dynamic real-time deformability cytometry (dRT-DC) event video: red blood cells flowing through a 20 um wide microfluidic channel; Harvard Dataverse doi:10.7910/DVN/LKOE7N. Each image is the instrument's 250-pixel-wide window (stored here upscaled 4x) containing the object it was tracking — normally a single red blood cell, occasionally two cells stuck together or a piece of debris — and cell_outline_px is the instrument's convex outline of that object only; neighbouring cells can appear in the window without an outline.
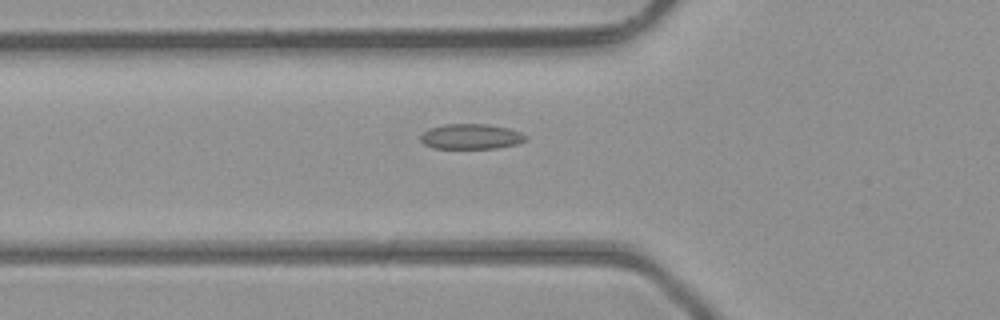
{"species": "common noctule bat (a hibernating species)", "species_latin": "Nyctalus noctula", "temperature_condition": "room temperature", "stored_images_in_passage": 30, "camera_frame_rate_fps": 3000, "um_per_image_px": 0.085, "animal": {"sex": "male", "body_mass_g": 23.1, "forearm_length_mm": 52.7}, "frame": {"image": 1, "passage_image": 3, "time_ms": 0.667, "image_size_px": [1000, 320], "cell_outline_px": [[528, 136], [524, 140], [516, 144], [496, 148], [432, 148], [424, 144], [420, 140], [420, 136], [424, 132], [432, 128], [444, 124], [488, 124], [508, 128], [520, 132]], "centroid_in_image_um": [40.03, 11.6], "position_along_channel_um": 85.8, "area_um2": 15.32}}
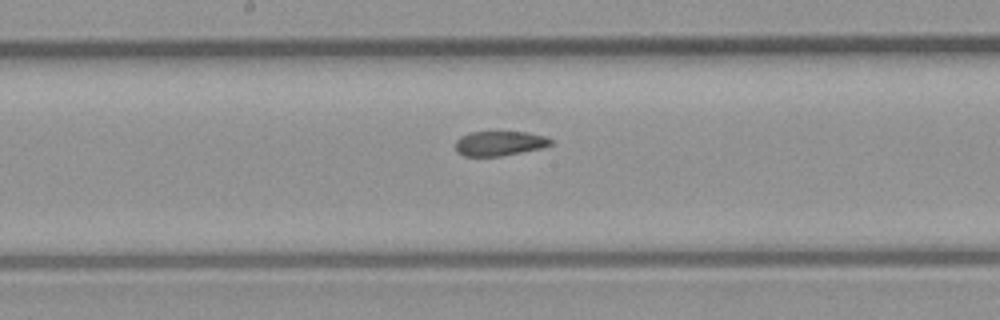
{"frame": {"image": 2, "passage_image": 11, "time_ms": 3.333, "image_size_px": [1000, 320], "cell_outline_px": [[552, 144], [540, 148], [500, 156], [464, 156], [456, 152], [456, 140], [460, 136], [468, 132], [492, 128], [528, 132], [544, 136], [552, 140]], "centroid_in_image_um": [42.4, 12.12], "position_along_channel_um": 205.8, "area_um2": 14.51}}
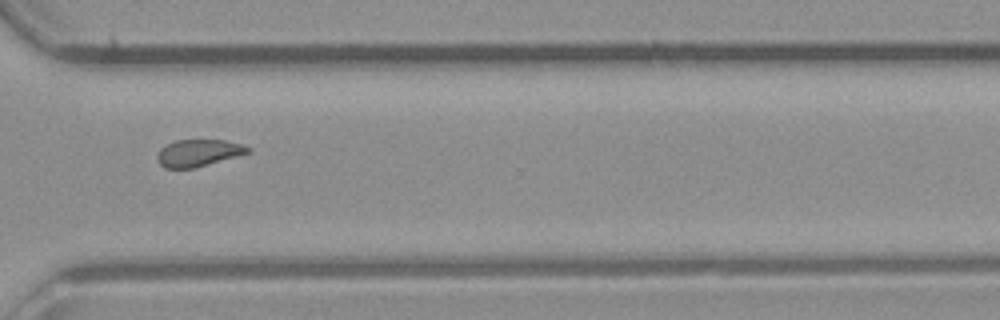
{"frame": {"image": 3, "passage_image": 21, "time_ms": 6.667, "image_size_px": [1000, 320], "cell_outline_px": [[252, 152], [196, 168], [164, 168], [156, 160], [156, 156], [160, 148], [176, 140], [224, 140], [240, 144], [252, 148]], "centroid_in_image_um": [16.87, 13.01], "position_along_channel_um": 353.7, "area_um2": 14.39}, "authors_computed_cell_mechanics": {"area_um2": 15.0858, "velocity_mm_per_s": 4.4635, "shape_relaxation_time_tau1_ms": null, "shape_relaxation_time_tau2_ms": 2.0463, "deformation_change_tau1": null, "deformation_change_tau2": 0.053}}